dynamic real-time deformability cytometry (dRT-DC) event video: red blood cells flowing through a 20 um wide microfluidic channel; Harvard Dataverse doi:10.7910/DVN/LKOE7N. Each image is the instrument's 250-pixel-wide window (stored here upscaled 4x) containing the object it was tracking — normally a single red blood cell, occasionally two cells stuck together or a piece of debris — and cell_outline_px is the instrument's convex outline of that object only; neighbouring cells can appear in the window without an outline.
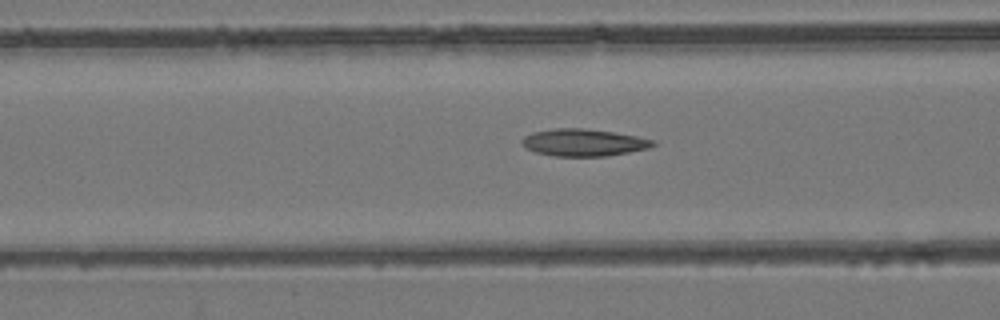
{"species": "common noctule bat (a hibernating species)", "species_latin": "Nyctalus noctula", "temperature_condition": "room temperature", "stored_images_in_passage": 26, "camera_frame_rate_fps": 3000, "um_per_image_px": 0.085, "animal": {"sex": "female", "body_mass_g": 24.6, "forearm_length_mm": 56.2}, "frame": {"image": 1, "passage_image": 15, "time_ms": 4.667, "image_size_px": [1000, 320], "cell_outline_px": [[656, 144], [648, 148], [608, 156], [552, 156], [536, 152], [528, 148], [520, 140], [524, 136], [532, 132], [552, 128], [580, 128], [612, 132], [636, 136], [656, 140]], "centroid_in_image_um": [49.6, 12.11], "position_along_channel_um": 117.0, "area_um2": 20.63}}
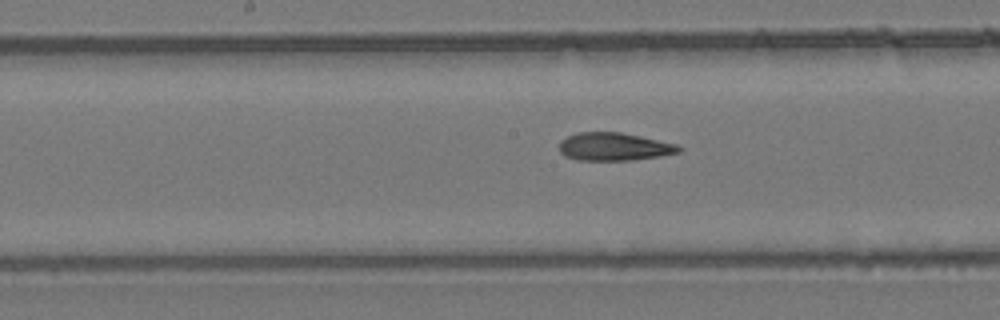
{"frame": {"image": 2, "passage_image": 21, "time_ms": 6.667, "image_size_px": [1000, 320], "cell_outline_px": [[684, 148], [680, 152], [660, 156], [632, 160], [576, 160], [564, 156], [560, 152], [560, 140], [576, 132], [620, 132], [640, 136], [676, 144]], "centroid_in_image_um": [52.19, 12.47], "position_along_channel_um": 196.0, "area_um2": 19.54}}
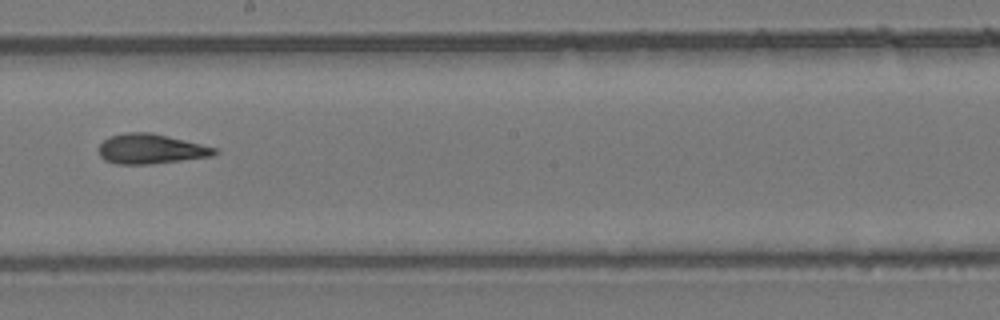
{"frame": {"image": 3, "passage_image": 24, "time_ms": 7.667, "image_size_px": [1000, 320], "cell_outline_px": [[220, 152], [212, 156], [148, 164], [116, 164], [104, 160], [100, 156], [100, 144], [104, 140], [112, 136], [124, 132], [152, 132], [216, 148]], "centroid_in_image_um": [12.81, 12.65], "position_along_channel_um": 235.4, "area_um2": 19.94}}